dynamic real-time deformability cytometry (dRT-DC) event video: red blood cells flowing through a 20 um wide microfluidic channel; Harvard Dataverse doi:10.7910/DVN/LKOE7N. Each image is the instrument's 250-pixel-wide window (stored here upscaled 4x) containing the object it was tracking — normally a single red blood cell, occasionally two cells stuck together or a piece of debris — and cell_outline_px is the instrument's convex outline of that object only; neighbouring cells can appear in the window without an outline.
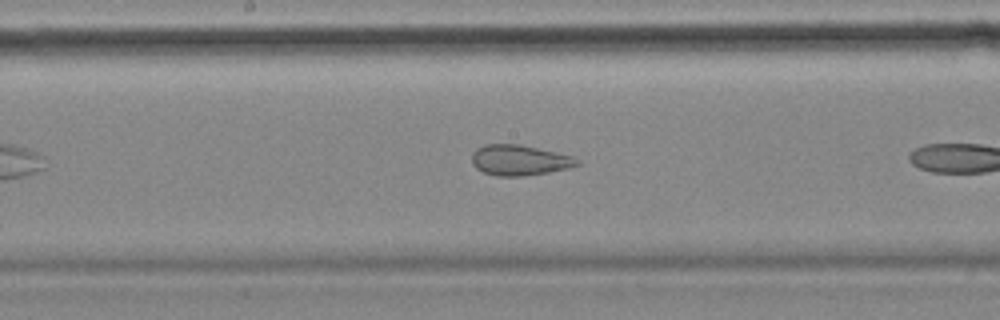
{"species": "common noctule bat (a hibernating species)", "species_latin": "Nyctalus noctula", "temperature_condition": "cold", "stored_images_in_passage": 28, "camera_frame_rate_fps": 3000, "um_per_image_px": 0.085, "animal": {"sex": "female", "body_mass_g": 18.4}, "frame": {"image": 1, "passage_image": 13, "time_ms": 4.0, "image_size_px": [1000, 320], "cell_outline_px": [[580, 164], [568, 168], [548, 172], [524, 176], [496, 176], [484, 172], [476, 168], [472, 164], [472, 152], [476, 148], [484, 144], [520, 144], [576, 156], [580, 160]], "centroid_in_image_um": [44.17, 13.6], "position_along_channel_um": 204.0, "area_um2": 18.96}}